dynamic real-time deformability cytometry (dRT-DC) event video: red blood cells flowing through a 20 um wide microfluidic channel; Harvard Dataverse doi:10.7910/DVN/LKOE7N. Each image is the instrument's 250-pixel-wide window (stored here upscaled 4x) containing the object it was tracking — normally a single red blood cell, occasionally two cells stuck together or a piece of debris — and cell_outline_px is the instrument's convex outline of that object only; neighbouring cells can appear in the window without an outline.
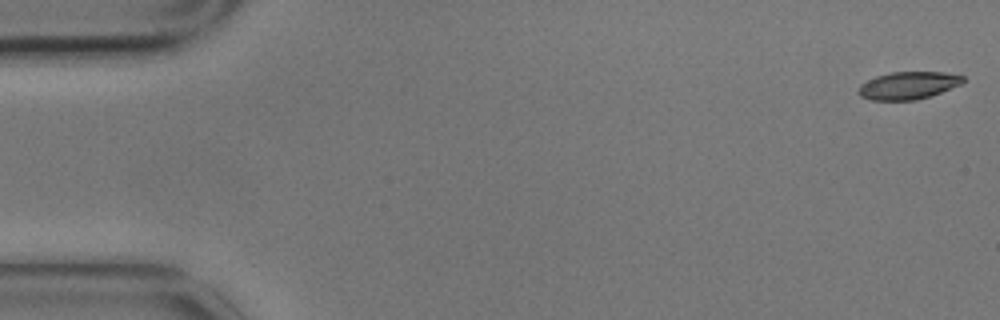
{"species": "common noctule bat (a hibernating species)", "species_latin": "Nyctalus noctula", "temperature_condition": "cold", "stored_images_in_passage": 5, "camera_frame_rate_fps": 3000, "um_per_image_px": 0.085, "animal": {"sex": "male", "body_mass_g": 17.9}, "frame": {"image": 1, "passage_image": 1, "time_ms": 0.0, "image_size_px": [1000, 320], "cell_outline_px": [[964, 80], [960, 84], [940, 92], [916, 100], [872, 100], [860, 96], [860, 84], [876, 76], [892, 72], [944, 72], [964, 76]], "centroid_in_image_um": [77.19, 7.26], "position_along_channel_um": 7.8, "area_um2": 16.47}}
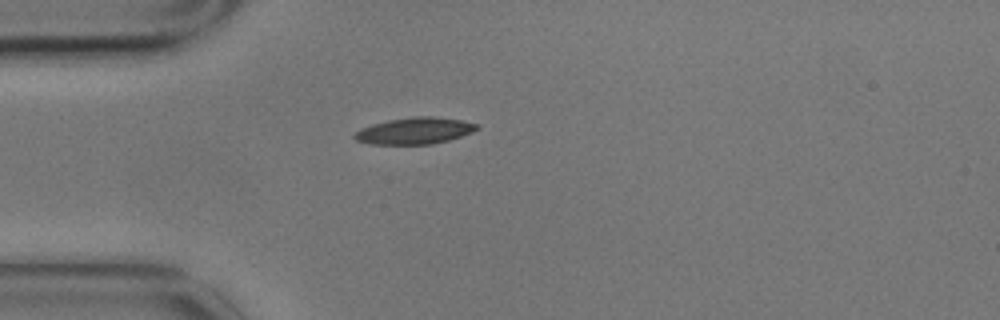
{"frame": {"image": 2, "passage_image": 4, "time_ms": 1.0, "image_size_px": [1000, 320], "cell_outline_px": [[480, 128], [472, 132], [448, 140], [432, 144], [372, 144], [356, 140], [352, 136], [360, 128], [372, 124], [388, 120], [416, 116], [432, 116], [460, 120], [476, 124]], "centroid_in_image_um": [35.22, 11.11], "position_along_channel_um": 49.8, "area_um2": 18.79}}